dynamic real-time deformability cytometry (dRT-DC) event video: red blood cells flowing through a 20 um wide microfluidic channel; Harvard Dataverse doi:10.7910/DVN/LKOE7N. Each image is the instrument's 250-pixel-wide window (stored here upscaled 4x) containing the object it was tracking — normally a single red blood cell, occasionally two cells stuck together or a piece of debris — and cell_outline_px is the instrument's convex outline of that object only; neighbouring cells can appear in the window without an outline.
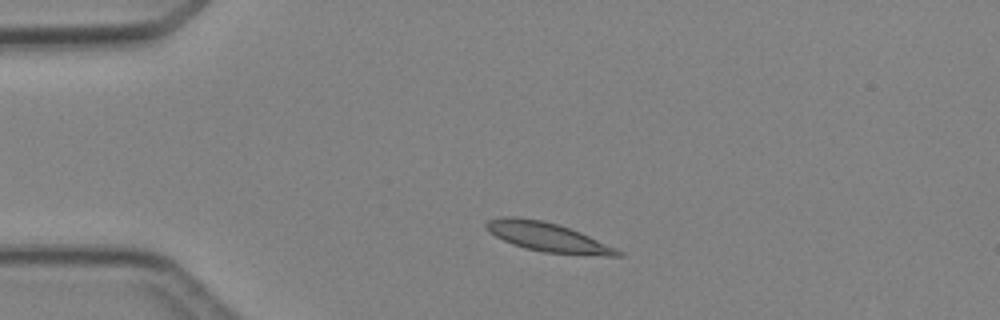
{"species": "Egyptian fruit bat (a non-hibernating species)", "species_latin": "Rousettus aegyptiacus", "temperature_condition": "cold", "stored_images_in_passage": 4, "camera_frame_rate_fps": 3000, "um_per_image_px": 0.085, "animal": {"sex": "female"}, "frame": {"image": 1, "passage_image": 2, "time_ms": 1.333, "image_size_px": [1000, 320], "cell_outline_px": [[624, 256], [604, 256], [544, 252], [512, 244], [488, 232], [484, 228], [484, 224], [488, 220], [500, 216], [516, 216], [540, 220], [556, 224], [580, 232], [616, 248], [624, 252]], "centroid_in_image_um": [46.53, 20.15], "position_along_channel_um": 38.5, "area_um2": 22.2}}